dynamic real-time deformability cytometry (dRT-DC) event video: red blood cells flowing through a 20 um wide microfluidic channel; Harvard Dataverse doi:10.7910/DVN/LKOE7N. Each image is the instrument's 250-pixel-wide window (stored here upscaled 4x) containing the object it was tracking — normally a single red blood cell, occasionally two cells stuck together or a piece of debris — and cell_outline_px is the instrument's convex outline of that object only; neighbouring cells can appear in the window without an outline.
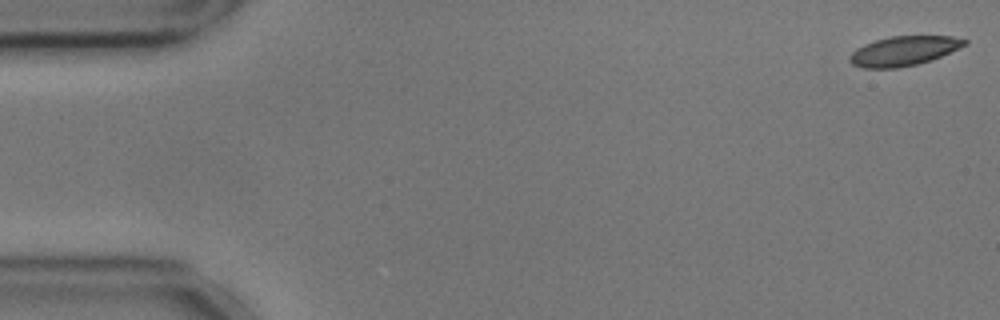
{"species": "common noctule bat (a hibernating species)", "species_latin": "Nyctalus noctula", "temperature_condition": "cold", "stored_images_in_passage": 13, "camera_frame_rate_fps": 3000, "um_per_image_px": 0.085, "animal": {"sex": "male", "body_mass_g": 17.9, "forearm_length_mm": 54.2}, "frame": {"image": 1, "passage_image": 1, "time_ms": 0.0, "image_size_px": [1000, 320], "cell_outline_px": [[968, 44], [932, 60], [916, 64], [896, 68], [864, 68], [852, 64], [848, 60], [848, 56], [856, 48], [864, 44], [876, 40], [892, 36], [952, 36], [968, 40]], "centroid_in_image_um": [76.81, 4.33], "position_along_channel_um": 8.2, "area_um2": 19.77}}
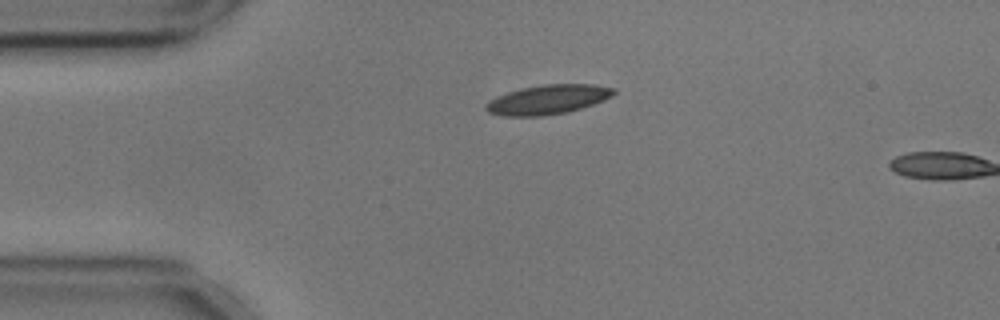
{"frame": {"image": 2, "passage_image": 12, "time_ms": 3.667, "image_size_px": [1000, 320], "cell_outline_px": [[616, 92], [612, 96], [604, 100], [568, 112], [540, 116], [504, 116], [488, 112], [484, 108], [484, 104], [488, 100], [496, 96], [520, 88], [544, 84], [592, 84], [616, 88]], "centroid_in_image_um": [46.54, 8.45], "position_along_channel_um": 38.5, "area_um2": 22.02}}